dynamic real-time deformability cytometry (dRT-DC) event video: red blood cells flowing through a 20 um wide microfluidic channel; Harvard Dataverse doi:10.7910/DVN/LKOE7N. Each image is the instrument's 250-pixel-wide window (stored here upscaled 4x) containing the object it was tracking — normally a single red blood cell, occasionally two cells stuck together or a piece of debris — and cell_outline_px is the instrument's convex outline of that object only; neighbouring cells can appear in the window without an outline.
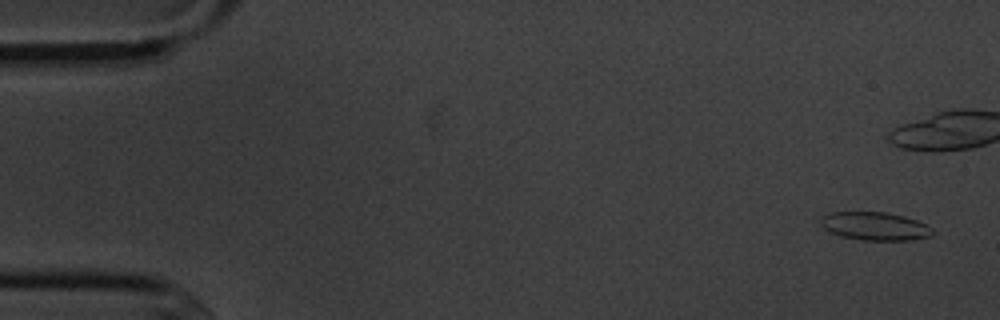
{"species": "common noctule bat (a hibernating species)", "species_latin": "Nyctalus noctula", "temperature_condition": "cold", "stored_images_in_passage": 5, "camera_frame_rate_fps": 3000, "um_per_image_px": 0.085, "animal": {"sex": "male", "body_mass_g": 20.1, "forearm_length_mm": 53.5}, "frame": {"image": 1, "passage_image": 1, "time_ms": 0.0, "image_size_px": [1000, 320], "cell_outline_px": [[936, 232], [932, 236], [908, 240], [860, 240], [840, 236], [824, 228], [820, 224], [820, 216], [832, 212], [884, 212], [904, 216], [916, 220], [932, 228]], "centroid_in_image_um": [74.36, 19.22], "position_along_channel_um": 10.6, "area_um2": 18.44}}